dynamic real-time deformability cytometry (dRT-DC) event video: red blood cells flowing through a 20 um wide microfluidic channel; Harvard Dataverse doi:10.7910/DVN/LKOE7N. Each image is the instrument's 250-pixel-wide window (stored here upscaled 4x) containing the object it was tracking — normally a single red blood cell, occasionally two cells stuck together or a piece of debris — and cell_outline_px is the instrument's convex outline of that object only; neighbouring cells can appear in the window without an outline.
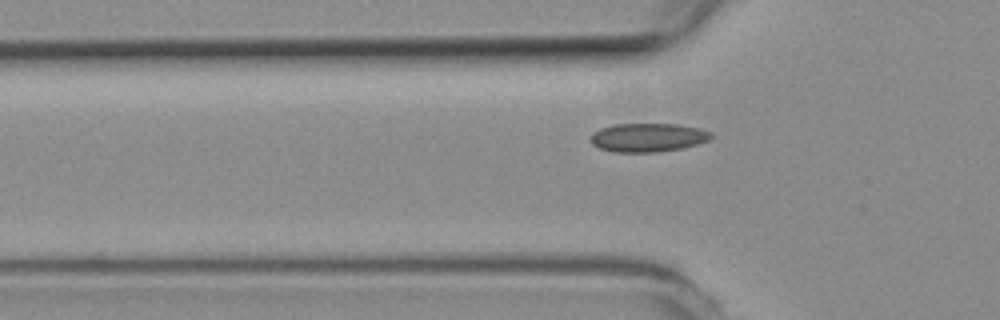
{"species": "common noctule bat (a hibernating species)", "species_latin": "Nyctalus noctula", "temperature_condition": "room temperature", "stored_images_in_passage": 36, "camera_frame_rate_fps": 3000, "um_per_image_px": 0.085, "animal": {"sex": "female", "body_mass_g": 19.3, "forearm_length_mm": 54.1}, "frame": {"image": 1, "passage_image": 5, "time_ms": 1.333, "image_size_px": [1000, 320], "cell_outline_px": [[712, 136], [708, 140], [684, 148], [656, 152], [612, 152], [600, 148], [592, 144], [592, 132], [600, 128], [612, 124], [676, 124], [700, 128], [712, 132]], "centroid_in_image_um": [55.07, 11.68], "position_along_channel_um": 70.7, "area_um2": 20.17}}
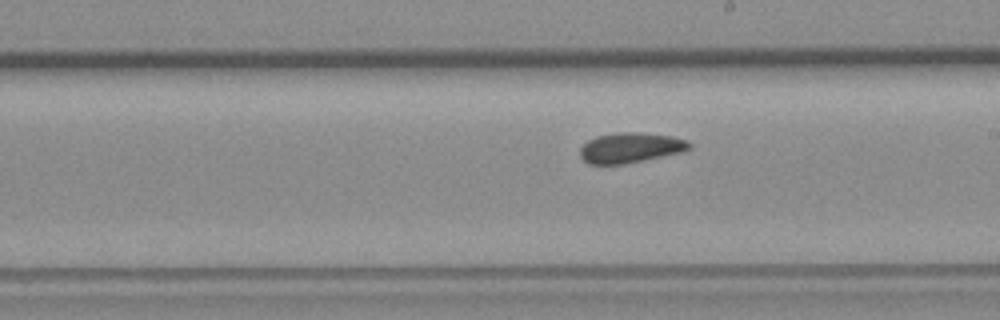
{"frame": {"image": 2, "passage_image": 18, "time_ms": 5.667, "image_size_px": [1000, 320], "cell_outline_px": [[692, 148], [680, 152], [644, 160], [624, 164], [588, 164], [580, 156], [580, 148], [588, 140], [596, 136], [616, 132], [636, 132], [672, 136], [688, 140], [692, 144]], "centroid_in_image_um": [53.59, 12.55], "position_along_channel_um": 235.4, "area_um2": 19.25}}
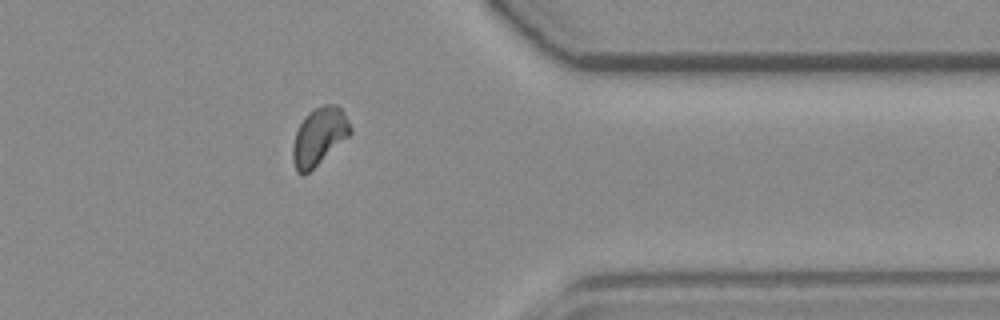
{"frame": {"image": 3, "passage_image": 31, "time_ms": 10.0, "image_size_px": [1000, 320], "cell_outline_px": [[352, 132], [348, 136], [304, 176], [296, 172], [292, 160], [292, 144], [296, 132], [304, 116], [308, 112], [324, 104], [336, 104], [344, 112], [352, 128]], "centroid_in_image_um": [27.1, 11.59], "position_along_channel_um": 384.3, "area_um2": 19.19}}